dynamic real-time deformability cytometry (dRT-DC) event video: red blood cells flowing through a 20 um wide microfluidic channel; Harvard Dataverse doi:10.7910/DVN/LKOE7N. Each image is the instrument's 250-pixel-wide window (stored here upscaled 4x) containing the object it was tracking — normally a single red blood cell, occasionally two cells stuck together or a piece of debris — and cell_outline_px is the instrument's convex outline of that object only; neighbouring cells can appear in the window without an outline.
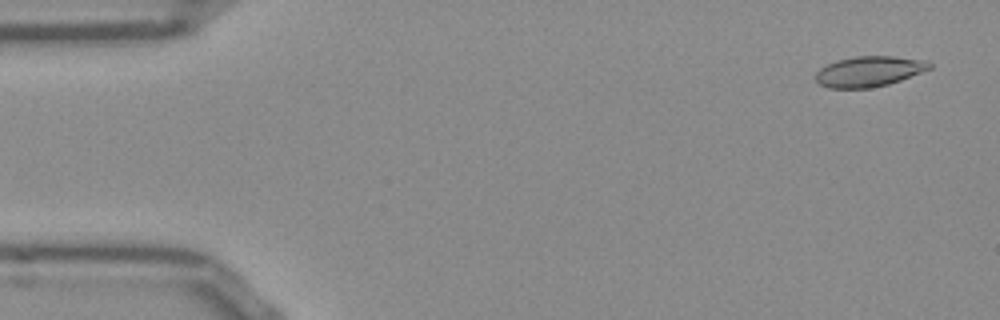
{"species": "Egyptian fruit bat (a non-hibernating species)", "species_latin": "Rousettus aegyptiacus", "temperature_condition": "room temperature", "stored_images_in_passage": 52, "camera_frame_rate_fps": 3000, "um_per_image_px": 0.085, "frame": {"image": 1, "passage_image": 3, "time_ms": 0.667, "image_size_px": [1000, 320], "cell_outline_px": [[932, 68], [900, 80], [888, 84], [868, 88], [828, 88], [820, 84], [816, 80], [816, 72], [820, 68], [836, 60], [856, 56], [892, 56], [928, 60], [932, 64]], "centroid_in_image_um": [73.88, 6.06], "position_along_channel_um": 11.1, "area_um2": 20.17}}
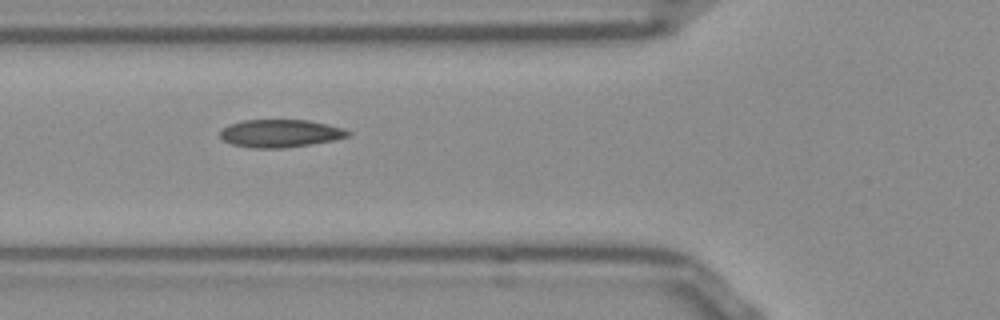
{"frame": {"image": 2, "passage_image": 19, "time_ms": 6.0, "image_size_px": [1000, 320], "cell_outline_px": [[352, 132], [348, 136], [336, 140], [312, 144], [284, 148], [252, 148], [232, 144], [224, 140], [220, 136], [220, 132], [228, 124], [240, 120], [308, 120], [328, 124], [344, 128]], "centroid_in_image_um": [23.85, 11.33], "position_along_channel_um": 102.0, "area_um2": 20.87}}
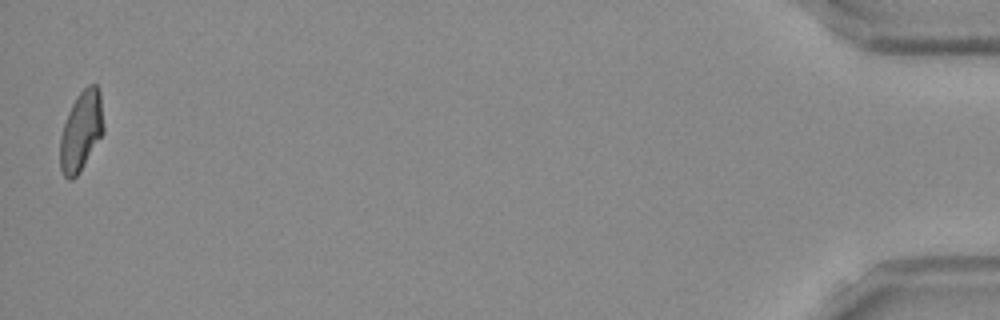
{"frame": {"image": 3, "passage_image": 52, "time_ms": 17.0, "image_size_px": [1000, 320], "cell_outline_px": [[104, 132], [80, 172], [72, 180], [68, 180], [64, 176], [60, 168], [60, 136], [68, 112], [76, 96], [88, 84], [96, 84], [100, 92], [104, 128]], "centroid_in_image_um": [6.9, 11.15], "position_along_channel_um": 428.3, "area_um2": 20.29}, "authors_computed_cell_mechanics": {"area_um2": 20.519, "velocity_mm_per_s": 3.8697, "shape_relaxation_time_tau1_ms": 10.0625, "shape_relaxation_time_tau2_ms": 2.7257, "deformation_change_tau1": 0.2078, "deformation_change_tau2": 0.0756}}